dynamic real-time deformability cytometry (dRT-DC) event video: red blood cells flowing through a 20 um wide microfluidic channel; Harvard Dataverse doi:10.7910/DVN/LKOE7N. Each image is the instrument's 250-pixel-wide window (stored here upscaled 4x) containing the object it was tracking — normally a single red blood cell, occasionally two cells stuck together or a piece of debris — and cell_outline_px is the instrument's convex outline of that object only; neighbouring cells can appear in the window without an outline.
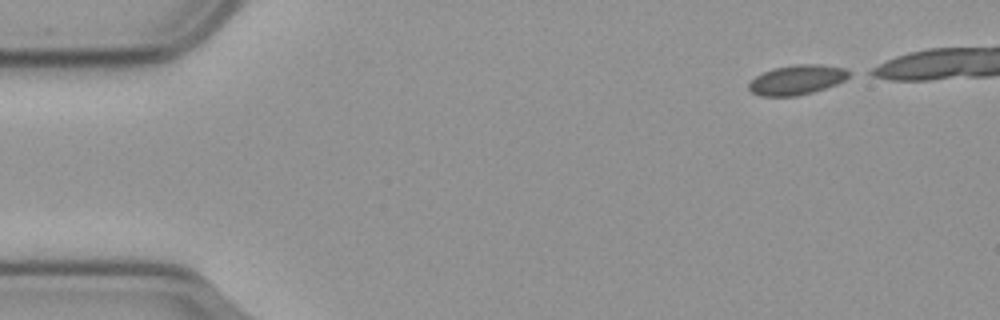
{"species": "common noctule bat (a hibernating species)", "species_latin": "Nyctalus noctula", "temperature_condition": "cold", "stored_images_in_passage": 42, "camera_frame_rate_fps": 3000, "um_per_image_px": 0.085, "animal": {"sex": "male", "body_mass_g": 23.1, "forearm_length_mm": 52.7}, "frame": {"image": 1, "passage_image": 1, "time_ms": 0.0, "image_size_px": [1000, 320], "cell_outline_px": [[852, 72], [844, 80], [836, 84], [812, 92], [796, 96], [760, 96], [752, 92], [748, 88], [748, 84], [756, 76], [772, 68], [800, 64], [820, 64], [844, 68]], "centroid_in_image_um": [67.73, 6.78], "position_along_channel_um": 17.3, "area_um2": 17.22}}
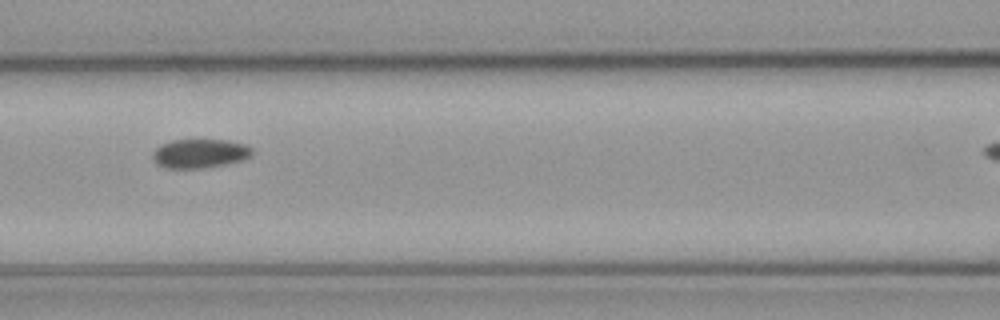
{"frame": {"image": 2, "passage_image": 20, "time_ms": 6.333, "image_size_px": [1000, 320], "cell_outline_px": [[252, 156], [240, 160], [224, 164], [200, 168], [164, 168], [156, 164], [152, 156], [152, 152], [160, 144], [172, 140], [228, 140], [248, 144], [252, 148]], "centroid_in_image_um": [16.97, 13.03], "position_along_channel_um": 149.6, "area_um2": 16.88}}
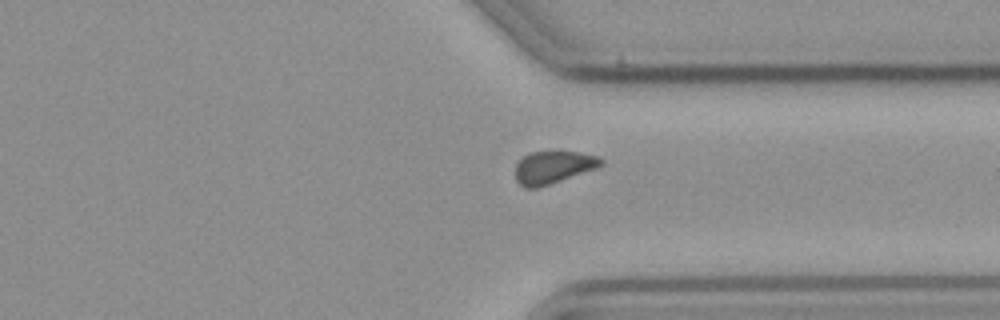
{"frame": {"image": 3, "passage_image": 38, "time_ms": 12.333, "image_size_px": [1000, 320], "cell_outline_px": [[604, 164], [596, 168], [536, 188], [524, 188], [516, 180], [516, 164], [524, 156], [532, 152], [580, 152], [600, 156], [604, 160]], "centroid_in_image_um": [47.04, 14.21], "position_along_channel_um": 364.4, "area_um2": 16.01}}